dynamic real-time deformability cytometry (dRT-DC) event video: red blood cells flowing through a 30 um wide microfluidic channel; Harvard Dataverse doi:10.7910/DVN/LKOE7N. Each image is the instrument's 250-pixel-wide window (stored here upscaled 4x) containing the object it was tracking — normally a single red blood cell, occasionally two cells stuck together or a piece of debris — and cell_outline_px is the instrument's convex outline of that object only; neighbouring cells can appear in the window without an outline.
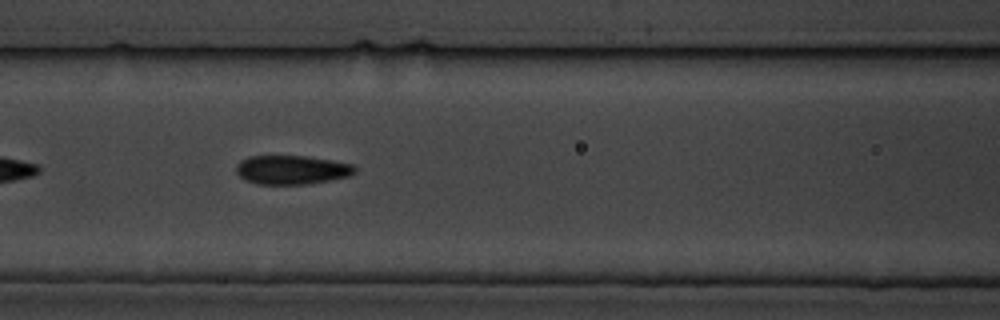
{"species": "common noctule bat (a hibernating species)", "species_latin": "Nyctalus noctula", "temperature_condition": "cold", "stored_images_in_passage": 9, "camera_frame_rate_fps": 3000, "um_per_image_px": 0.085, "animal": {"sex": "male", "body_mass_g": 19.5, "forearm_length_mm": 54.6}, "frame": {"image": 1, "passage_image": 7, "time_ms": 6.667, "image_size_px": [1000, 320], "cell_outline_px": [[356, 172], [348, 176], [308, 184], [256, 184], [240, 176], [236, 172], [236, 164], [240, 160], [248, 156], [304, 156], [332, 160], [352, 164], [356, 168]], "centroid_in_image_um": [24.78, 14.43], "position_along_channel_um": 141.8, "area_um2": 19.94}}
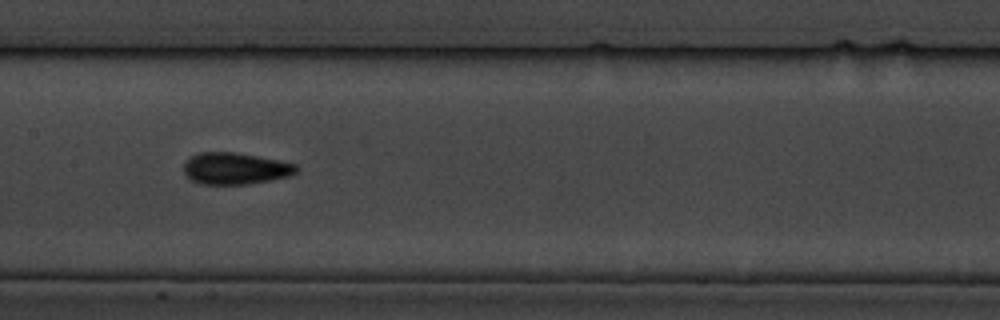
{"frame": {"image": 2, "passage_image": 8, "time_ms": 8.0, "image_size_px": [1000, 320], "cell_outline_px": [[300, 168], [296, 172], [288, 176], [272, 180], [248, 184], [200, 184], [192, 180], [184, 172], [184, 164], [192, 156], [200, 152], [232, 152], [256, 156], [296, 164]], "centroid_in_image_um": [20.01, 14.33], "position_along_channel_um": 187.4, "area_um2": 20.58}}
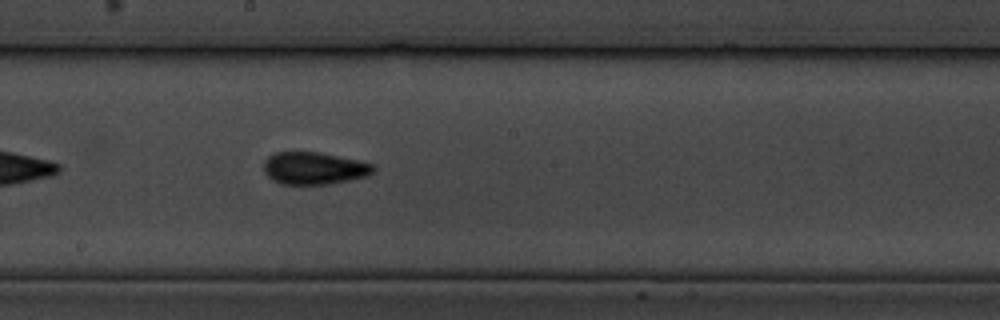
{"frame": {"image": 3, "passage_image": 9, "time_ms": 9.0, "image_size_px": [1000, 320], "cell_outline_px": [[376, 168], [368, 176], [328, 184], [280, 184], [272, 180], [264, 172], [264, 160], [272, 152], [320, 152], [360, 160], [372, 164]], "centroid_in_image_um": [26.68, 14.29], "position_along_channel_um": 221.5, "area_um2": 20.81}}